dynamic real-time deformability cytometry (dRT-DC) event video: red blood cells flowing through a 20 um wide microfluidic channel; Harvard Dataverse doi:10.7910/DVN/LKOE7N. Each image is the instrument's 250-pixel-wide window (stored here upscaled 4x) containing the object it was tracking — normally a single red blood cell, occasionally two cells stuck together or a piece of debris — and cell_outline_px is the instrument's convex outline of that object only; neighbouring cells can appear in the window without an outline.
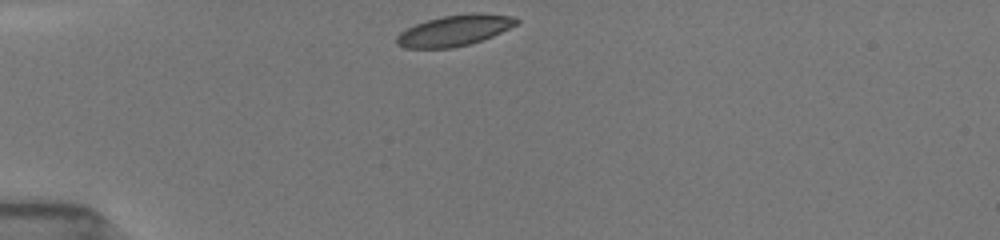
{"species": "common noctule bat (a hibernating species)", "species_latin": "Nyctalus noctula", "temperature_condition": "room temperature", "stored_images_in_passage": 34, "camera_frame_rate_fps": 3000, "um_per_image_px": 0.085, "animal": {"sex": "female", "body_mass_g": 19.5, "forearm_length_mm": 54.1}, "frame": {"image": 1, "passage_image": 1, "time_ms": 0.0, "image_size_px": [1000, 240], "cell_outline_px": [[520, 20], [516, 24], [492, 36], [468, 44], [452, 48], [404, 48], [396, 44], [396, 36], [400, 32], [416, 24], [428, 20], [444, 16], [472, 12], [480, 12], [512, 16]], "centroid_in_image_um": [38.61, 2.58], "position_along_channel_um": 46.4, "area_um2": 21.39}}
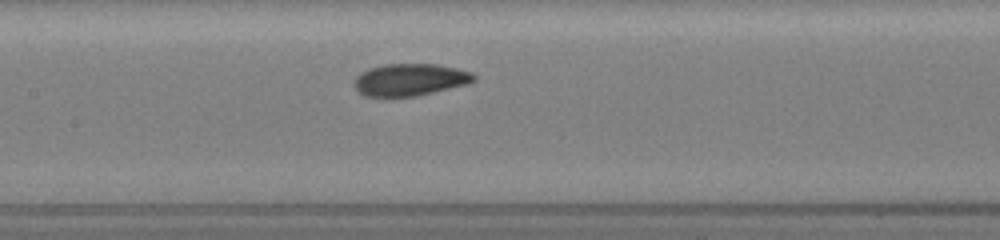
{"frame": {"image": 2, "passage_image": 13, "time_ms": 4.0, "image_size_px": [1000, 240], "cell_outline_px": [[476, 80], [468, 84], [416, 96], [364, 96], [352, 84], [356, 76], [360, 72], [368, 68], [384, 64], [436, 64], [456, 68], [472, 72], [476, 76]], "centroid_in_image_um": [34.84, 6.76], "position_along_channel_um": 172.6, "area_um2": 22.48}}
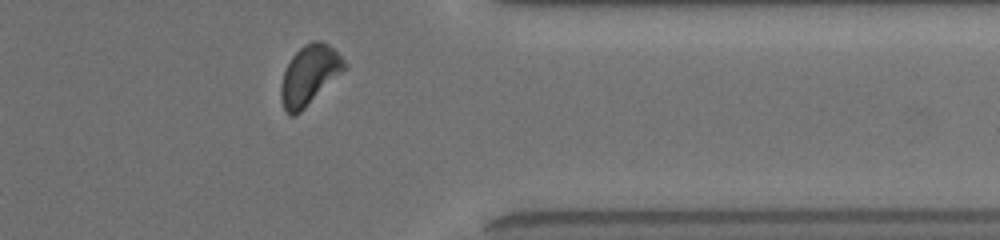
{"frame": {"image": 3, "passage_image": 30, "time_ms": 9.667, "image_size_px": [1000, 240], "cell_outline_px": [[348, 68], [296, 116], [288, 116], [280, 100], [280, 88], [284, 72], [292, 56], [304, 44], [312, 40], [320, 40], [328, 44], [348, 64]], "centroid_in_image_um": [26.3, 6.4], "position_along_channel_um": 385.1, "area_um2": 22.2}, "authors_computed_cell_mechanics": {"area_um2": 22.2819, "velocity_mm_per_s": 3.8818, "shape_relaxation_time_tau1_ms": 2.5077, "shape_relaxation_time_tau2_ms": 2.471, "deformation_change_tau1": 0.1098, "deformation_change_tau2": 0.0717}}